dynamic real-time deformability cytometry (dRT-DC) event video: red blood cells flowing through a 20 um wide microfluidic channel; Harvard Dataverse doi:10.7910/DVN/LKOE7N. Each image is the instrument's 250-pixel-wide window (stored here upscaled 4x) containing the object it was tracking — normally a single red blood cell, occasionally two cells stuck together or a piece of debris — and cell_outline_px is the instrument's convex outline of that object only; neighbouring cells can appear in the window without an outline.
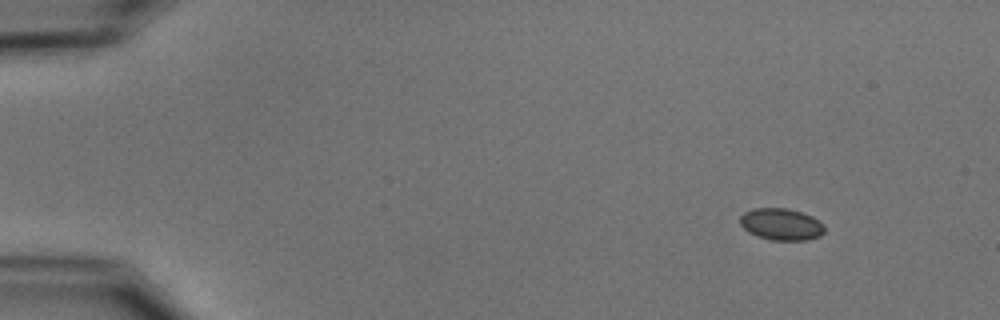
{"species": "common noctule bat (a hibernating species)", "species_latin": "Nyctalus noctula", "temperature_condition": "cold", "stored_images_in_passage": 5, "segment_of_instrument_passage": [1, 2], "camera_frame_rate_fps": 3000, "um_per_image_px": 0.085, "animal": {"sex": "male", "body_mass_g": 15.6}, "frame": {"image": 1, "passage_image": 1, "time_ms": 0.0, "image_size_px": [1000, 320], "cell_outline_px": [[824, 232], [820, 236], [808, 240], [772, 240], [748, 232], [740, 224], [740, 216], [744, 212], [752, 208], [788, 208], [812, 216], [820, 220], [824, 224]], "centroid_in_image_um": [66.42, 19.05], "position_along_channel_um": 18.6, "area_um2": 15.72}}
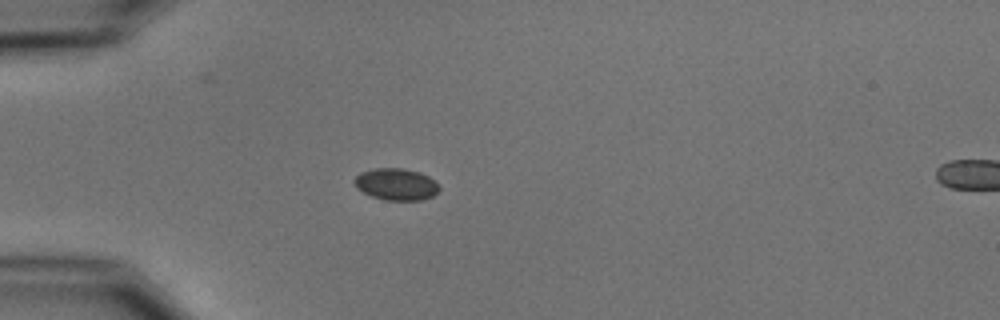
{"frame": {"image": 2, "passage_image": 4, "time_ms": 3.333, "image_size_px": [1000, 320], "cell_outline_px": [[440, 188], [432, 196], [424, 200], [384, 200], [372, 196], [356, 188], [352, 180], [360, 172], [372, 168], [404, 168], [420, 172], [436, 180]], "centroid_in_image_um": [33.66, 15.65], "position_along_channel_um": 51.3, "area_um2": 15.95}}